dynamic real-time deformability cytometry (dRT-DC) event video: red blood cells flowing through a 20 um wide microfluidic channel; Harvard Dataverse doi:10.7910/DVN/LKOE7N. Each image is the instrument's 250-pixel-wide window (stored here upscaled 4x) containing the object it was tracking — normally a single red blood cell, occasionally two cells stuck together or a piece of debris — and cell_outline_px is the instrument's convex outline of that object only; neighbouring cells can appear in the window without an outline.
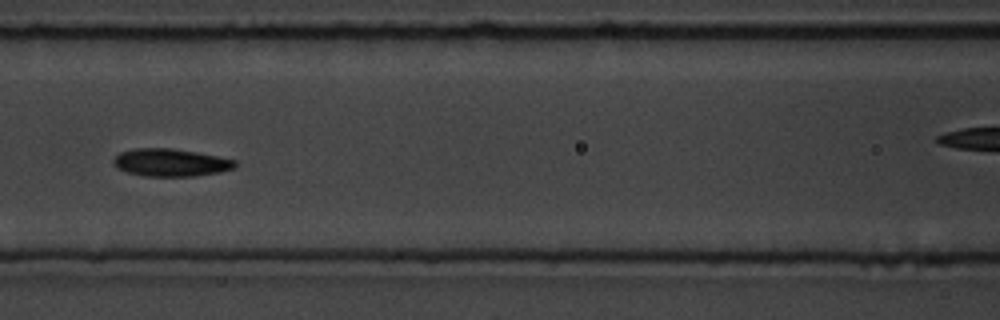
{"species": "common noctule bat (a hibernating species)", "species_latin": "Nyctalus noctula", "temperature_condition": "room temperature", "stored_images_in_passage": 17, "camera_frame_rate_fps": 3000, "um_per_image_px": 0.085, "animal": {"sex": "male", "body_mass_g": 19.5, "forearm_length_mm": 54.6}, "frame": {"image": 1, "passage_image": 8, "time_ms": 8.0, "image_size_px": [1000, 320], "cell_outline_px": [[236, 168], [220, 172], [196, 176], [144, 176], [128, 172], [116, 168], [112, 164], [112, 160], [120, 152], [136, 148], [172, 148], [196, 152], [236, 160]], "centroid_in_image_um": [14.49, 13.82], "position_along_channel_um": 152.1, "area_um2": 19.65}}
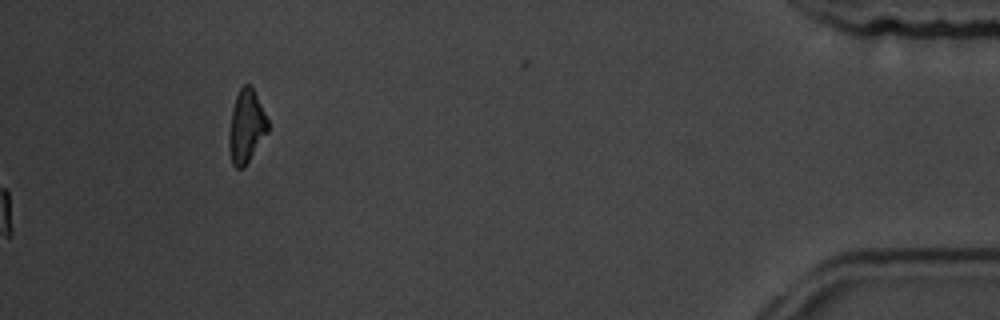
{"frame": {"image": 2, "passage_image": 17, "time_ms": 19.0, "image_size_px": [1000, 320], "cell_outline_px": [[268, 132], [244, 168], [236, 168], [232, 164], [228, 148], [228, 140], [232, 108], [236, 96], [240, 88], [244, 84], [248, 84], [252, 88], [268, 120]], "centroid_in_image_um": [20.92, 10.79], "position_along_channel_um": 414.3, "area_um2": 16.42}}